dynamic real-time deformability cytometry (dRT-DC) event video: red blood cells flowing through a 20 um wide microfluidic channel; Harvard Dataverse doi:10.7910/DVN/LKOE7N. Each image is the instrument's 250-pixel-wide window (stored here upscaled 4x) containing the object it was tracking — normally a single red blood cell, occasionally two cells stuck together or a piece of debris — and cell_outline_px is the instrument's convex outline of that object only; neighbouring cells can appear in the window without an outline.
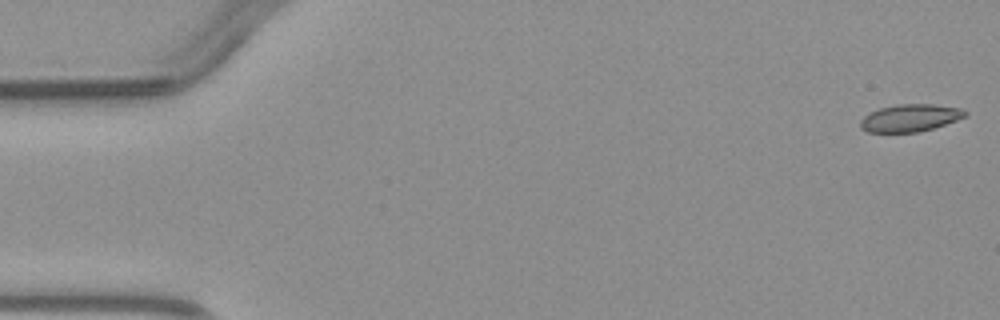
{"species": "common noctule bat (a hibernating species)", "species_latin": "Nyctalus noctula", "temperature_condition": "warm", "stored_images_in_passage": 5, "camera_frame_rate_fps": 3000, "um_per_image_px": 0.085, "animal": {"sex": "male", "body_mass_g": 23.1, "forearm_length_mm": 52.7}, "frame": {"image": 1, "passage_image": 1, "time_ms": 0.0, "image_size_px": [1000, 320], "cell_outline_px": [[968, 116], [920, 132], [868, 132], [860, 128], [860, 120], [868, 112], [880, 108], [896, 104], [932, 104], [960, 108], [968, 112]], "centroid_in_image_um": [77.34, 10.02], "position_along_channel_um": 7.7, "area_um2": 16.76}}
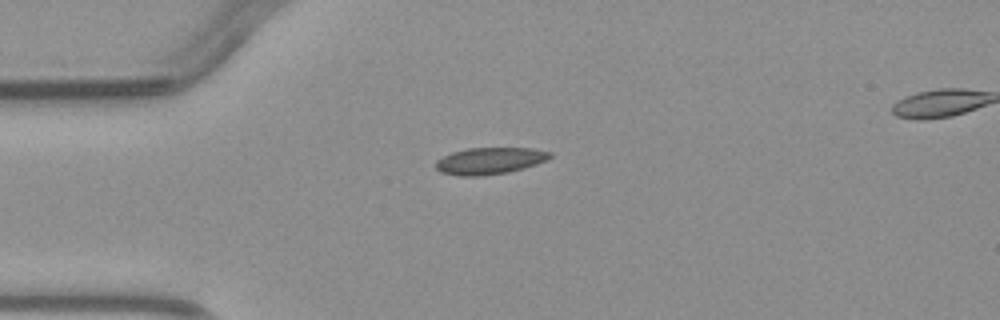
{"frame": {"image": 2, "passage_image": 4, "time_ms": 3.667, "image_size_px": [1000, 320], "cell_outline_px": [[552, 156], [548, 160], [524, 168], [508, 172], [480, 176], [460, 176], [440, 172], [436, 168], [436, 160], [452, 152], [468, 148], [532, 148], [552, 152]], "centroid_in_image_um": [41.64, 13.67], "position_along_channel_um": 43.4, "area_um2": 17.86}}